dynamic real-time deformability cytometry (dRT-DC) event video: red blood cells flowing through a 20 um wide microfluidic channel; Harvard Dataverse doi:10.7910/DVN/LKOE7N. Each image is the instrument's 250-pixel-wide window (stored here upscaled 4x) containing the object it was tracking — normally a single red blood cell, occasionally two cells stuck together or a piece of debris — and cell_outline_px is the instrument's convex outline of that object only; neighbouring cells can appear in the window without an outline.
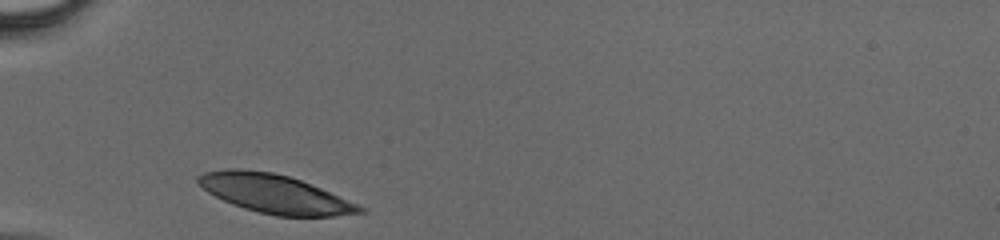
{"species": "human", "species_latin": "Homo sapiens", "temperature_condition": "cold", "stored_images_in_passage": 24, "camera_frame_rate_fps": 3000, "um_per_image_px": 0.085, "donor": {"sex": "male"}, "frame": {"image": 1, "passage_image": 1, "time_ms": 0.0, "image_size_px": [1000, 240], "cell_outline_px": [[364, 212], [332, 216], [276, 216], [244, 208], [232, 204], [208, 192], [196, 180], [196, 176], [204, 172], [224, 168], [236, 168], [272, 172], [288, 176], [300, 180], [320, 188], [356, 204], [364, 208]], "centroid_in_image_um": [23.29, 16.46], "position_along_channel_um": 61.7, "area_um2": 35.78}}
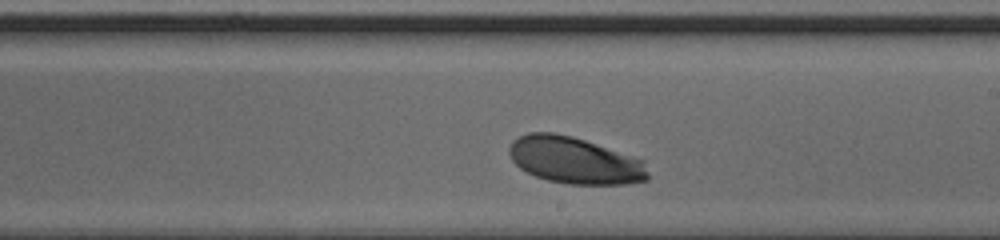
{"frame": {"image": 2, "passage_image": 14, "time_ms": 4.333, "image_size_px": [1000, 240], "cell_outline_px": [[648, 180], [624, 184], [568, 184], [548, 180], [536, 176], [520, 168], [512, 160], [508, 152], [508, 148], [512, 140], [528, 132], [552, 132], [572, 136], [644, 160], [648, 172]], "centroid_in_image_um": [48.83, 13.63], "position_along_channel_um": 240.2, "area_um2": 37.69}}
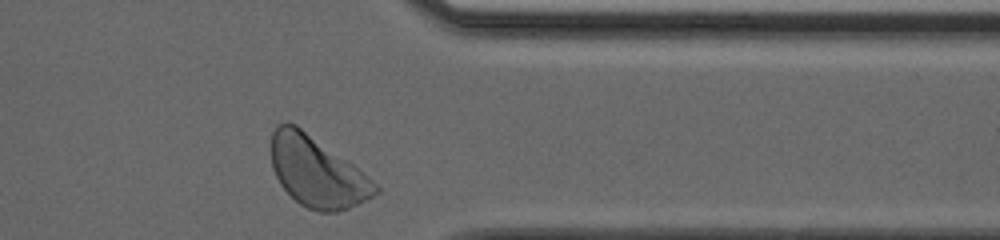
{"frame": {"image": 3, "passage_image": 24, "time_ms": 7.667, "image_size_px": [1000, 240], "cell_outline_px": [[380, 192], [348, 208], [336, 212], [320, 212], [308, 208], [300, 204], [280, 184], [272, 168], [272, 132], [276, 124], [296, 124], [352, 164], [372, 180], [380, 188]], "centroid_in_image_um": [26.93, 14.61], "position_along_channel_um": 384.5, "area_um2": 41.91}}